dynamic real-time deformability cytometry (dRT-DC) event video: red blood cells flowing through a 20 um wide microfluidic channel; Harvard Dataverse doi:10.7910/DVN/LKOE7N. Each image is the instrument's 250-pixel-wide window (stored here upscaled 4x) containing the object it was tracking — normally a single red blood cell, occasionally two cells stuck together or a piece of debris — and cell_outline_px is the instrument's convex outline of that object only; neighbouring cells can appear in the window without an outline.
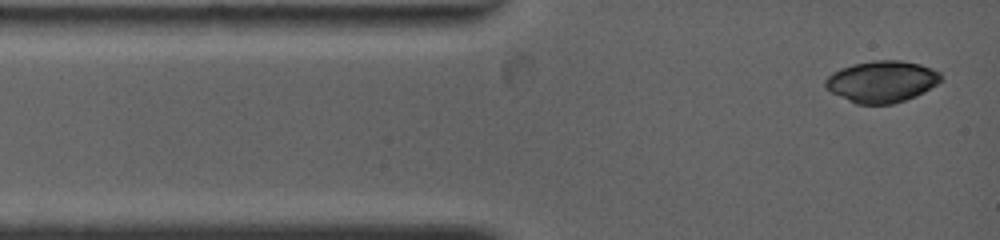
{"species": "common noctule bat (a hibernating species)", "species_latin": "Nyctalus noctula", "temperature_condition": "warm", "stored_images_in_passage": 8, "camera_frame_rate_fps": 4500, "um_per_image_px": 0.085, "animal": {"sex": "female", "body_mass_g": 19.0, "forearm_length_mm": 53.3}, "frame": {"image": 1, "passage_image": 1, "time_ms": 0.0, "image_size_px": [1000, 240], "cell_outline_px": [[944, 80], [924, 92], [916, 96], [892, 104], [856, 104], [824, 88], [824, 80], [832, 72], [840, 68], [852, 64], [876, 60], [900, 60], [920, 64], [932, 68], [940, 72]], "centroid_in_image_um": [74.96, 6.92], "position_along_channel_um": 10.0, "area_um2": 28.21}}
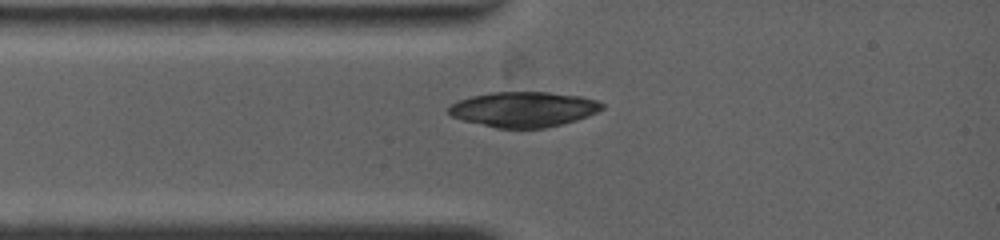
{"frame": {"image": 2, "passage_image": 5, "time_ms": 1.778, "image_size_px": [1000, 240], "cell_outline_px": [[604, 108], [588, 116], [576, 120], [544, 128], [496, 128], [464, 120], [452, 116], [448, 112], [448, 108], [452, 104], [460, 100], [472, 96], [492, 92], [548, 92], [580, 96], [596, 100], [604, 104]], "centroid_in_image_um": [44.52, 9.29], "position_along_channel_um": 40.5, "area_um2": 31.21}}
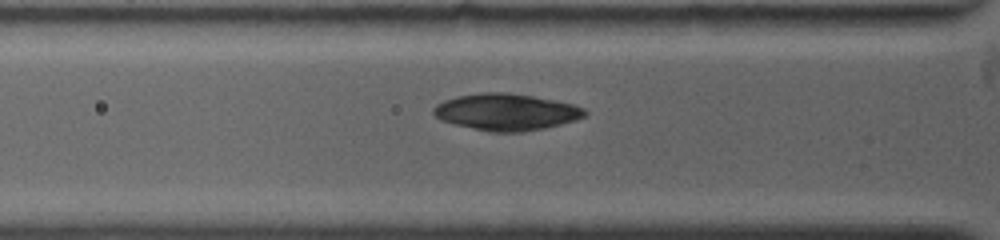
{"frame": {"image": 3, "passage_image": 7, "time_ms": 2.889, "image_size_px": [1000, 240], "cell_outline_px": [[588, 112], [584, 116], [576, 120], [544, 128], [524, 132], [488, 132], [452, 124], [440, 120], [432, 112], [432, 108], [436, 104], [444, 100], [456, 96], [480, 92], [508, 92], [556, 100], [572, 104], [584, 108]], "centroid_in_image_um": [42.99, 9.52], "position_along_channel_um": 82.8, "area_um2": 32.66}}